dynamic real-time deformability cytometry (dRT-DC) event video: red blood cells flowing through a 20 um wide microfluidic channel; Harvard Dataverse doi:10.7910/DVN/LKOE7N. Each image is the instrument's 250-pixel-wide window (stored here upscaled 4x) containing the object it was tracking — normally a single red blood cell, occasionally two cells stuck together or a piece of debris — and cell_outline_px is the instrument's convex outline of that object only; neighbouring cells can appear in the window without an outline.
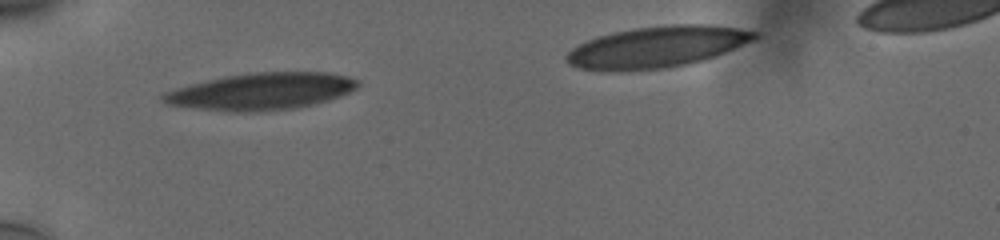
{"species": "human", "species_latin": "Homo sapiens", "temperature_condition": "cold", "stored_images_in_passage": 35, "camera_frame_rate_fps": 3000, "um_per_image_px": 0.085, "donor": {"sex": "male"}, "frame": {"image": 1, "passage_image": 2, "time_ms": 0.333, "image_size_px": [1000, 240], "cell_outline_px": [[360, 84], [356, 88], [340, 96], [328, 100], [296, 108], [248, 112], [236, 112], [168, 104], [160, 96], [164, 92], [176, 88], [224, 76], [252, 72], [324, 72], [344, 76], [356, 80]], "centroid_in_image_um": [22.22, 7.76], "position_along_channel_um": 62.8, "area_um2": 41.15}}
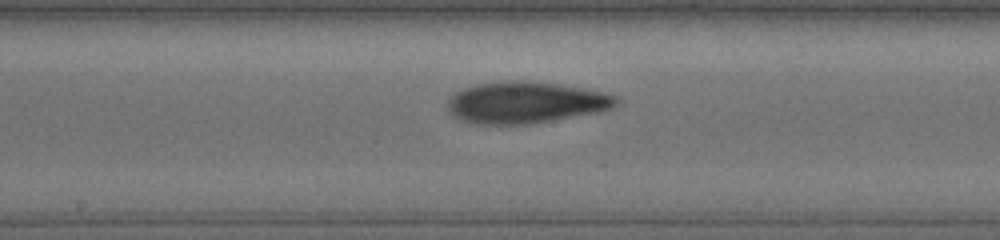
{"frame": {"image": 2, "passage_image": 14, "time_ms": 4.333, "image_size_px": [1000, 240], "cell_outline_px": [[620, 100], [612, 108], [600, 112], [528, 124], [480, 124], [464, 120], [452, 116], [448, 108], [448, 100], [456, 92], [480, 84], [508, 80], [560, 84], [584, 88], [604, 92], [616, 96]], "centroid_in_image_um": [44.73, 8.72], "position_along_channel_um": 203.5, "area_um2": 40.4}}
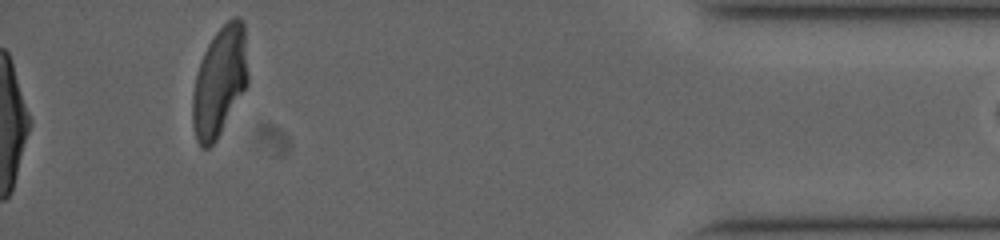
{"frame": {"image": 3, "passage_image": 35, "time_ms": 11.333, "image_size_px": [1000, 240], "cell_outline_px": [[248, 84], [216, 140], [208, 148], [200, 148], [196, 140], [192, 124], [192, 92], [200, 60], [208, 44], [216, 32], [232, 16], [240, 16], [244, 24], [248, 76]], "centroid_in_image_um": [18.65, 6.93], "position_along_channel_um": 416.5, "area_um2": 35.43}, "authors_computed_cell_mechanics": {"area_um2": 40.2288, "velocity_mm_per_s": 3.7665, "shape_relaxation_time_tau1_ms": 6.6377, "shape_relaxation_time_tau2_ms": 2.0036, "deformation_change_tau1": 0.2366, "deformation_change_tau2": 0.0865}}